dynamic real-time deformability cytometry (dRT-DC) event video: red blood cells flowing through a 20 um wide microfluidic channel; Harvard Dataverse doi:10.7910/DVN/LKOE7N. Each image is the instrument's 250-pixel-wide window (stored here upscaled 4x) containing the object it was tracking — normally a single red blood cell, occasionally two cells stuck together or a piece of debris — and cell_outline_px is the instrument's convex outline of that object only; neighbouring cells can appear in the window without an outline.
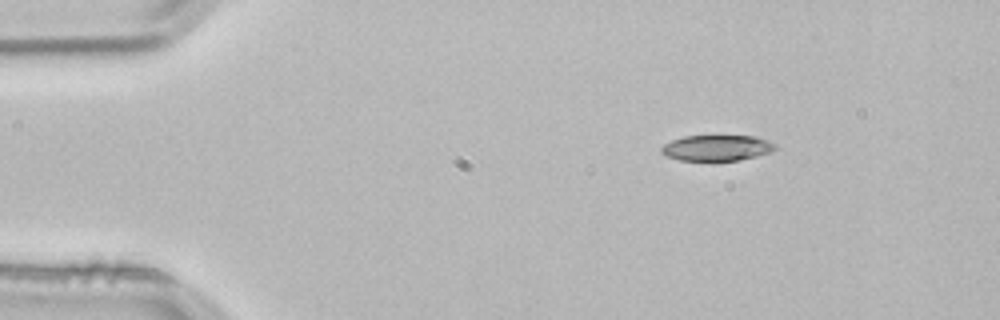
{"species": "common noctule bat (a hibernating species)", "species_latin": "Nyctalus noctula", "temperature_condition": "room temperature", "stored_images_in_passage": 2, "camera_frame_rate_fps": 3000, "um_per_image_px": 0.085, "animal": {"sex": "male", "body_mass_g": 21.5, "forearm_length_mm": 52.0}, "frame": {"image": 1, "passage_image": 1, "time_ms": 0.0, "image_size_px": [1000, 320], "cell_outline_px": [[776, 148], [772, 152], [740, 160], [680, 160], [668, 156], [660, 152], [660, 148], [664, 144], [672, 140], [684, 136], [756, 136], [768, 140], [776, 144]], "centroid_in_image_um": [60.95, 12.56], "position_along_channel_um": 24.0, "area_um2": 17.05}}